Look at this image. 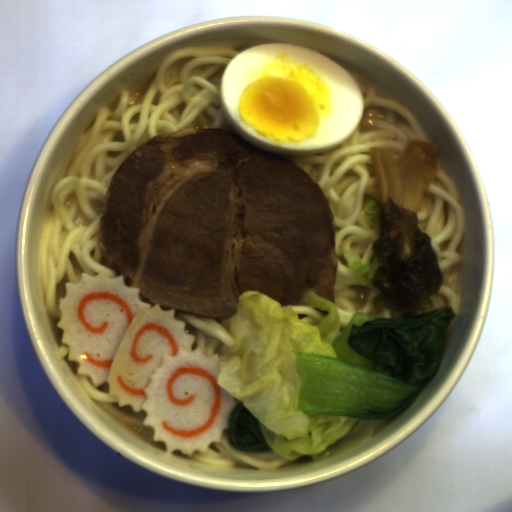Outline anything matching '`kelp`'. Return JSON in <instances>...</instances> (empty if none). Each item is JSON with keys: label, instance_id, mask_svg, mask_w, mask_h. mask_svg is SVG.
<instances>
[{"label": "kelp", "instance_id": "1", "mask_svg": "<svg viewBox=\"0 0 512 512\" xmlns=\"http://www.w3.org/2000/svg\"><path fill=\"white\" fill-rule=\"evenodd\" d=\"M371 251L379 255L383 282L374 281L382 292L371 298L395 308L424 313L435 308L431 295L444 287L439 254L431 238L419 227L418 213L401 208L389 197L381 204L380 238L371 243Z\"/></svg>", "mask_w": 512, "mask_h": 512}]
</instances>
